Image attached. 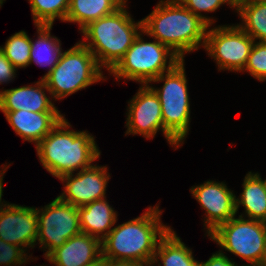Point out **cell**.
I'll list each match as a JSON object with an SVG mask.
<instances>
[{"label": "cell", "instance_id": "cell-36", "mask_svg": "<svg viewBox=\"0 0 266 266\" xmlns=\"http://www.w3.org/2000/svg\"><path fill=\"white\" fill-rule=\"evenodd\" d=\"M236 266H238V265H236ZM242 266H263L262 264H248V265H242Z\"/></svg>", "mask_w": 266, "mask_h": 266}, {"label": "cell", "instance_id": "cell-14", "mask_svg": "<svg viewBox=\"0 0 266 266\" xmlns=\"http://www.w3.org/2000/svg\"><path fill=\"white\" fill-rule=\"evenodd\" d=\"M37 237V208L9 204L0 215V239L26 251L34 248Z\"/></svg>", "mask_w": 266, "mask_h": 266}, {"label": "cell", "instance_id": "cell-3", "mask_svg": "<svg viewBox=\"0 0 266 266\" xmlns=\"http://www.w3.org/2000/svg\"><path fill=\"white\" fill-rule=\"evenodd\" d=\"M70 126L63 117L35 145L43 167L58 179L63 175L92 166V163L100 157V151L92 134L88 131L69 130Z\"/></svg>", "mask_w": 266, "mask_h": 266}, {"label": "cell", "instance_id": "cell-22", "mask_svg": "<svg viewBox=\"0 0 266 266\" xmlns=\"http://www.w3.org/2000/svg\"><path fill=\"white\" fill-rule=\"evenodd\" d=\"M37 40L31 39L29 65L36 63L40 66H50L48 72L42 77L44 79L52 69L59 63L62 57L60 39L51 36L52 25H36Z\"/></svg>", "mask_w": 266, "mask_h": 266}, {"label": "cell", "instance_id": "cell-12", "mask_svg": "<svg viewBox=\"0 0 266 266\" xmlns=\"http://www.w3.org/2000/svg\"><path fill=\"white\" fill-rule=\"evenodd\" d=\"M106 166H95L80 170L76 173L66 174L59 179L63 181L64 191L58 197L75 207H82L90 202L106 198L107 183L110 174Z\"/></svg>", "mask_w": 266, "mask_h": 266}, {"label": "cell", "instance_id": "cell-13", "mask_svg": "<svg viewBox=\"0 0 266 266\" xmlns=\"http://www.w3.org/2000/svg\"><path fill=\"white\" fill-rule=\"evenodd\" d=\"M195 198L205 210L204 226L207 236L219 225L236 216L235 194L224 182L209 180L190 189Z\"/></svg>", "mask_w": 266, "mask_h": 266}, {"label": "cell", "instance_id": "cell-34", "mask_svg": "<svg viewBox=\"0 0 266 266\" xmlns=\"http://www.w3.org/2000/svg\"><path fill=\"white\" fill-rule=\"evenodd\" d=\"M86 266H104V258L101 257L96 262L89 264V265H86Z\"/></svg>", "mask_w": 266, "mask_h": 266}, {"label": "cell", "instance_id": "cell-25", "mask_svg": "<svg viewBox=\"0 0 266 266\" xmlns=\"http://www.w3.org/2000/svg\"><path fill=\"white\" fill-rule=\"evenodd\" d=\"M30 48L31 39L22 30L9 37L3 47L0 46V50L16 69L29 65Z\"/></svg>", "mask_w": 266, "mask_h": 266}, {"label": "cell", "instance_id": "cell-21", "mask_svg": "<svg viewBox=\"0 0 266 266\" xmlns=\"http://www.w3.org/2000/svg\"><path fill=\"white\" fill-rule=\"evenodd\" d=\"M127 0H70L65 22L79 24L81 31L90 22L108 16Z\"/></svg>", "mask_w": 266, "mask_h": 266}, {"label": "cell", "instance_id": "cell-30", "mask_svg": "<svg viewBox=\"0 0 266 266\" xmlns=\"http://www.w3.org/2000/svg\"><path fill=\"white\" fill-rule=\"evenodd\" d=\"M203 266H236L235 262L231 261L222 250L212 254V256L206 261L202 262Z\"/></svg>", "mask_w": 266, "mask_h": 266}, {"label": "cell", "instance_id": "cell-2", "mask_svg": "<svg viewBox=\"0 0 266 266\" xmlns=\"http://www.w3.org/2000/svg\"><path fill=\"white\" fill-rule=\"evenodd\" d=\"M159 205L114 227L101 241L102 258L129 260L151 266L159 240L171 228L161 222Z\"/></svg>", "mask_w": 266, "mask_h": 266}, {"label": "cell", "instance_id": "cell-29", "mask_svg": "<svg viewBox=\"0 0 266 266\" xmlns=\"http://www.w3.org/2000/svg\"><path fill=\"white\" fill-rule=\"evenodd\" d=\"M17 69L14 65L5 57L0 50V84L7 83L14 79Z\"/></svg>", "mask_w": 266, "mask_h": 266}, {"label": "cell", "instance_id": "cell-33", "mask_svg": "<svg viewBox=\"0 0 266 266\" xmlns=\"http://www.w3.org/2000/svg\"><path fill=\"white\" fill-rule=\"evenodd\" d=\"M266 0H237L236 3H263Z\"/></svg>", "mask_w": 266, "mask_h": 266}, {"label": "cell", "instance_id": "cell-23", "mask_svg": "<svg viewBox=\"0 0 266 266\" xmlns=\"http://www.w3.org/2000/svg\"><path fill=\"white\" fill-rule=\"evenodd\" d=\"M243 23L238 24L254 41L266 42V2L236 3Z\"/></svg>", "mask_w": 266, "mask_h": 266}, {"label": "cell", "instance_id": "cell-5", "mask_svg": "<svg viewBox=\"0 0 266 266\" xmlns=\"http://www.w3.org/2000/svg\"><path fill=\"white\" fill-rule=\"evenodd\" d=\"M43 80L51 97L61 100L105 77L93 53L79 41L63 52L59 63Z\"/></svg>", "mask_w": 266, "mask_h": 266}, {"label": "cell", "instance_id": "cell-26", "mask_svg": "<svg viewBox=\"0 0 266 266\" xmlns=\"http://www.w3.org/2000/svg\"><path fill=\"white\" fill-rule=\"evenodd\" d=\"M244 71L259 81L266 80V42H254Z\"/></svg>", "mask_w": 266, "mask_h": 266}, {"label": "cell", "instance_id": "cell-17", "mask_svg": "<svg viewBox=\"0 0 266 266\" xmlns=\"http://www.w3.org/2000/svg\"><path fill=\"white\" fill-rule=\"evenodd\" d=\"M15 133L23 140L38 144L64 117L60 112L16 110L3 112Z\"/></svg>", "mask_w": 266, "mask_h": 266}, {"label": "cell", "instance_id": "cell-32", "mask_svg": "<svg viewBox=\"0 0 266 266\" xmlns=\"http://www.w3.org/2000/svg\"><path fill=\"white\" fill-rule=\"evenodd\" d=\"M4 169L0 171V215L4 211V209L9 205V203H6L5 201L2 202V193H3V174H5L6 170L9 168L7 165L3 166ZM7 168V169H6ZM5 202V203H4ZM4 203V204H3Z\"/></svg>", "mask_w": 266, "mask_h": 266}, {"label": "cell", "instance_id": "cell-19", "mask_svg": "<svg viewBox=\"0 0 266 266\" xmlns=\"http://www.w3.org/2000/svg\"><path fill=\"white\" fill-rule=\"evenodd\" d=\"M240 198L235 197L236 214L242 205L248 219L266 221V188L260 174L248 172Z\"/></svg>", "mask_w": 266, "mask_h": 266}, {"label": "cell", "instance_id": "cell-16", "mask_svg": "<svg viewBox=\"0 0 266 266\" xmlns=\"http://www.w3.org/2000/svg\"><path fill=\"white\" fill-rule=\"evenodd\" d=\"M45 90L48 91V88L42 78L34 86L2 90L0 91V111L60 112L46 95Z\"/></svg>", "mask_w": 266, "mask_h": 266}, {"label": "cell", "instance_id": "cell-11", "mask_svg": "<svg viewBox=\"0 0 266 266\" xmlns=\"http://www.w3.org/2000/svg\"><path fill=\"white\" fill-rule=\"evenodd\" d=\"M128 103L126 135L140 134L144 138L153 139L161 130L169 144L176 146L175 150L180 147V144L164 129L161 103L149 84L142 85Z\"/></svg>", "mask_w": 266, "mask_h": 266}, {"label": "cell", "instance_id": "cell-20", "mask_svg": "<svg viewBox=\"0 0 266 266\" xmlns=\"http://www.w3.org/2000/svg\"><path fill=\"white\" fill-rule=\"evenodd\" d=\"M159 259L163 266H203L202 262L194 259L192 250L171 228L159 240L151 266H155L160 261ZM158 266L161 264L158 263Z\"/></svg>", "mask_w": 266, "mask_h": 266}, {"label": "cell", "instance_id": "cell-10", "mask_svg": "<svg viewBox=\"0 0 266 266\" xmlns=\"http://www.w3.org/2000/svg\"><path fill=\"white\" fill-rule=\"evenodd\" d=\"M254 42L238 24L223 25L207 29L204 49L217 62L219 71L242 72Z\"/></svg>", "mask_w": 266, "mask_h": 266}, {"label": "cell", "instance_id": "cell-6", "mask_svg": "<svg viewBox=\"0 0 266 266\" xmlns=\"http://www.w3.org/2000/svg\"><path fill=\"white\" fill-rule=\"evenodd\" d=\"M142 33H139L124 57L109 72L115 79L124 78L147 85L180 62V58L158 40H143Z\"/></svg>", "mask_w": 266, "mask_h": 266}, {"label": "cell", "instance_id": "cell-28", "mask_svg": "<svg viewBox=\"0 0 266 266\" xmlns=\"http://www.w3.org/2000/svg\"><path fill=\"white\" fill-rule=\"evenodd\" d=\"M19 246L14 244L6 243L0 239V266H21L27 263V253Z\"/></svg>", "mask_w": 266, "mask_h": 266}, {"label": "cell", "instance_id": "cell-35", "mask_svg": "<svg viewBox=\"0 0 266 266\" xmlns=\"http://www.w3.org/2000/svg\"><path fill=\"white\" fill-rule=\"evenodd\" d=\"M262 265L266 266V246H265V253H264V259L262 261Z\"/></svg>", "mask_w": 266, "mask_h": 266}, {"label": "cell", "instance_id": "cell-9", "mask_svg": "<svg viewBox=\"0 0 266 266\" xmlns=\"http://www.w3.org/2000/svg\"><path fill=\"white\" fill-rule=\"evenodd\" d=\"M39 247L47 257L72 236L81 233L78 207L56 197L52 202L37 208ZM47 249V250H46Z\"/></svg>", "mask_w": 266, "mask_h": 266}, {"label": "cell", "instance_id": "cell-27", "mask_svg": "<svg viewBox=\"0 0 266 266\" xmlns=\"http://www.w3.org/2000/svg\"><path fill=\"white\" fill-rule=\"evenodd\" d=\"M179 2L194 15L202 18L209 26L214 23L213 18H208L202 15L201 12H214L225 3L233 9L236 5L232 0H179Z\"/></svg>", "mask_w": 266, "mask_h": 266}, {"label": "cell", "instance_id": "cell-7", "mask_svg": "<svg viewBox=\"0 0 266 266\" xmlns=\"http://www.w3.org/2000/svg\"><path fill=\"white\" fill-rule=\"evenodd\" d=\"M164 82L163 87L150 86L161 103L164 129L180 144L184 143L190 125V102L184 60L152 82Z\"/></svg>", "mask_w": 266, "mask_h": 266}, {"label": "cell", "instance_id": "cell-1", "mask_svg": "<svg viewBox=\"0 0 266 266\" xmlns=\"http://www.w3.org/2000/svg\"><path fill=\"white\" fill-rule=\"evenodd\" d=\"M142 23L143 34L167 46L180 60H184L186 53L205 46L207 29H210L179 0H160Z\"/></svg>", "mask_w": 266, "mask_h": 266}, {"label": "cell", "instance_id": "cell-4", "mask_svg": "<svg viewBox=\"0 0 266 266\" xmlns=\"http://www.w3.org/2000/svg\"><path fill=\"white\" fill-rule=\"evenodd\" d=\"M125 7L126 2L114 13L90 22L81 30L84 39L80 42L93 53L98 65L109 72L143 31L142 20L135 23Z\"/></svg>", "mask_w": 266, "mask_h": 266}, {"label": "cell", "instance_id": "cell-38", "mask_svg": "<svg viewBox=\"0 0 266 266\" xmlns=\"http://www.w3.org/2000/svg\"><path fill=\"white\" fill-rule=\"evenodd\" d=\"M262 181L264 182V185H265V188H266V179L265 180L262 179Z\"/></svg>", "mask_w": 266, "mask_h": 266}, {"label": "cell", "instance_id": "cell-18", "mask_svg": "<svg viewBox=\"0 0 266 266\" xmlns=\"http://www.w3.org/2000/svg\"><path fill=\"white\" fill-rule=\"evenodd\" d=\"M78 211L81 232L100 241L110 233L118 220L116 211L105 198L78 207Z\"/></svg>", "mask_w": 266, "mask_h": 266}, {"label": "cell", "instance_id": "cell-37", "mask_svg": "<svg viewBox=\"0 0 266 266\" xmlns=\"http://www.w3.org/2000/svg\"><path fill=\"white\" fill-rule=\"evenodd\" d=\"M3 1H5V0H0V7L2 6V4H3Z\"/></svg>", "mask_w": 266, "mask_h": 266}, {"label": "cell", "instance_id": "cell-8", "mask_svg": "<svg viewBox=\"0 0 266 266\" xmlns=\"http://www.w3.org/2000/svg\"><path fill=\"white\" fill-rule=\"evenodd\" d=\"M244 214L219 225L208 235L220 248L250 264H262L266 246V223L245 219ZM244 217V218H243Z\"/></svg>", "mask_w": 266, "mask_h": 266}, {"label": "cell", "instance_id": "cell-24", "mask_svg": "<svg viewBox=\"0 0 266 266\" xmlns=\"http://www.w3.org/2000/svg\"><path fill=\"white\" fill-rule=\"evenodd\" d=\"M36 25H52L59 18L65 22L70 0H29Z\"/></svg>", "mask_w": 266, "mask_h": 266}, {"label": "cell", "instance_id": "cell-31", "mask_svg": "<svg viewBox=\"0 0 266 266\" xmlns=\"http://www.w3.org/2000/svg\"><path fill=\"white\" fill-rule=\"evenodd\" d=\"M104 266H143V265L129 260H115V259L104 258Z\"/></svg>", "mask_w": 266, "mask_h": 266}, {"label": "cell", "instance_id": "cell-15", "mask_svg": "<svg viewBox=\"0 0 266 266\" xmlns=\"http://www.w3.org/2000/svg\"><path fill=\"white\" fill-rule=\"evenodd\" d=\"M101 257V241L81 232L53 250L45 259L55 266H86Z\"/></svg>", "mask_w": 266, "mask_h": 266}]
</instances>
